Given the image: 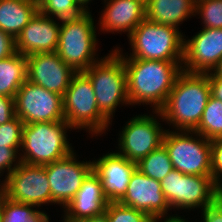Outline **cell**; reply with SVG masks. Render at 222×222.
<instances>
[{
  "mask_svg": "<svg viewBox=\"0 0 222 222\" xmlns=\"http://www.w3.org/2000/svg\"><path fill=\"white\" fill-rule=\"evenodd\" d=\"M127 73L130 104L149 105L159 111L165 104L175 80L183 71V61L122 58Z\"/></svg>",
  "mask_w": 222,
  "mask_h": 222,
  "instance_id": "cell-1",
  "label": "cell"
},
{
  "mask_svg": "<svg viewBox=\"0 0 222 222\" xmlns=\"http://www.w3.org/2000/svg\"><path fill=\"white\" fill-rule=\"evenodd\" d=\"M208 73L182 71L174 87L159 110L165 123L173 131H194L199 125L210 97Z\"/></svg>",
  "mask_w": 222,
  "mask_h": 222,
  "instance_id": "cell-2",
  "label": "cell"
},
{
  "mask_svg": "<svg viewBox=\"0 0 222 222\" xmlns=\"http://www.w3.org/2000/svg\"><path fill=\"white\" fill-rule=\"evenodd\" d=\"M181 32V29L145 18L128 36L132 52L123 53V49L118 46L113 50L121 58L183 61L185 34Z\"/></svg>",
  "mask_w": 222,
  "mask_h": 222,
  "instance_id": "cell-3",
  "label": "cell"
},
{
  "mask_svg": "<svg viewBox=\"0 0 222 222\" xmlns=\"http://www.w3.org/2000/svg\"><path fill=\"white\" fill-rule=\"evenodd\" d=\"M91 11H85L75 18L61 20L56 52L60 59L76 72L87 70L98 62V26Z\"/></svg>",
  "mask_w": 222,
  "mask_h": 222,
  "instance_id": "cell-4",
  "label": "cell"
},
{
  "mask_svg": "<svg viewBox=\"0 0 222 222\" xmlns=\"http://www.w3.org/2000/svg\"><path fill=\"white\" fill-rule=\"evenodd\" d=\"M72 129L65 120L25 124L20 150L21 162L44 166L66 157L74 151L67 135V131Z\"/></svg>",
  "mask_w": 222,
  "mask_h": 222,
  "instance_id": "cell-5",
  "label": "cell"
},
{
  "mask_svg": "<svg viewBox=\"0 0 222 222\" xmlns=\"http://www.w3.org/2000/svg\"><path fill=\"white\" fill-rule=\"evenodd\" d=\"M83 73L92 83L99 111L111 122L117 107L130 106L127 73L122 58L112 49ZM121 105V106H120Z\"/></svg>",
  "mask_w": 222,
  "mask_h": 222,
  "instance_id": "cell-6",
  "label": "cell"
},
{
  "mask_svg": "<svg viewBox=\"0 0 222 222\" xmlns=\"http://www.w3.org/2000/svg\"><path fill=\"white\" fill-rule=\"evenodd\" d=\"M65 121L73 130H85L91 137L105 134L111 122L99 111L91 81L83 72L71 79L63 96Z\"/></svg>",
  "mask_w": 222,
  "mask_h": 222,
  "instance_id": "cell-7",
  "label": "cell"
},
{
  "mask_svg": "<svg viewBox=\"0 0 222 222\" xmlns=\"http://www.w3.org/2000/svg\"><path fill=\"white\" fill-rule=\"evenodd\" d=\"M160 183L171 210L175 211L203 210L222 194L211 176L186 175L175 169Z\"/></svg>",
  "mask_w": 222,
  "mask_h": 222,
  "instance_id": "cell-8",
  "label": "cell"
},
{
  "mask_svg": "<svg viewBox=\"0 0 222 222\" xmlns=\"http://www.w3.org/2000/svg\"><path fill=\"white\" fill-rule=\"evenodd\" d=\"M163 145L175 170L186 175L211 176V140L194 131L167 129Z\"/></svg>",
  "mask_w": 222,
  "mask_h": 222,
  "instance_id": "cell-9",
  "label": "cell"
},
{
  "mask_svg": "<svg viewBox=\"0 0 222 222\" xmlns=\"http://www.w3.org/2000/svg\"><path fill=\"white\" fill-rule=\"evenodd\" d=\"M160 122H164L160 111H152L149 115L141 113L130 118L118 133L116 152L138 163L163 144L167 128L164 129Z\"/></svg>",
  "mask_w": 222,
  "mask_h": 222,
  "instance_id": "cell-10",
  "label": "cell"
},
{
  "mask_svg": "<svg viewBox=\"0 0 222 222\" xmlns=\"http://www.w3.org/2000/svg\"><path fill=\"white\" fill-rule=\"evenodd\" d=\"M119 203L148 214L156 222H188L185 216L169 214L171 208L163 194L161 183L144 175L137 168L131 175L126 193Z\"/></svg>",
  "mask_w": 222,
  "mask_h": 222,
  "instance_id": "cell-11",
  "label": "cell"
},
{
  "mask_svg": "<svg viewBox=\"0 0 222 222\" xmlns=\"http://www.w3.org/2000/svg\"><path fill=\"white\" fill-rule=\"evenodd\" d=\"M1 192L9 199L35 205H51V192L46 169L42 165L21 162L2 180Z\"/></svg>",
  "mask_w": 222,
  "mask_h": 222,
  "instance_id": "cell-12",
  "label": "cell"
},
{
  "mask_svg": "<svg viewBox=\"0 0 222 222\" xmlns=\"http://www.w3.org/2000/svg\"><path fill=\"white\" fill-rule=\"evenodd\" d=\"M15 115L24 124L63 121V96L26 80L15 95Z\"/></svg>",
  "mask_w": 222,
  "mask_h": 222,
  "instance_id": "cell-13",
  "label": "cell"
},
{
  "mask_svg": "<svg viewBox=\"0 0 222 222\" xmlns=\"http://www.w3.org/2000/svg\"><path fill=\"white\" fill-rule=\"evenodd\" d=\"M75 151L62 159L44 165L50 185L51 205L58 204L62 210L93 171L92 161L78 160L79 157Z\"/></svg>",
  "mask_w": 222,
  "mask_h": 222,
  "instance_id": "cell-14",
  "label": "cell"
},
{
  "mask_svg": "<svg viewBox=\"0 0 222 222\" xmlns=\"http://www.w3.org/2000/svg\"><path fill=\"white\" fill-rule=\"evenodd\" d=\"M221 59L222 28L202 27V30L191 38L184 36L183 71L206 74L211 72Z\"/></svg>",
  "mask_w": 222,
  "mask_h": 222,
  "instance_id": "cell-15",
  "label": "cell"
},
{
  "mask_svg": "<svg viewBox=\"0 0 222 222\" xmlns=\"http://www.w3.org/2000/svg\"><path fill=\"white\" fill-rule=\"evenodd\" d=\"M76 73L57 52L27 56V80L61 96H64Z\"/></svg>",
  "mask_w": 222,
  "mask_h": 222,
  "instance_id": "cell-16",
  "label": "cell"
},
{
  "mask_svg": "<svg viewBox=\"0 0 222 222\" xmlns=\"http://www.w3.org/2000/svg\"><path fill=\"white\" fill-rule=\"evenodd\" d=\"M93 172L99 177L109 202H119L125 195L137 164L116 151L103 154L92 161Z\"/></svg>",
  "mask_w": 222,
  "mask_h": 222,
  "instance_id": "cell-17",
  "label": "cell"
},
{
  "mask_svg": "<svg viewBox=\"0 0 222 222\" xmlns=\"http://www.w3.org/2000/svg\"><path fill=\"white\" fill-rule=\"evenodd\" d=\"M60 26L61 20L38 11L15 38L16 51L26 57L35 53L56 52Z\"/></svg>",
  "mask_w": 222,
  "mask_h": 222,
  "instance_id": "cell-18",
  "label": "cell"
},
{
  "mask_svg": "<svg viewBox=\"0 0 222 222\" xmlns=\"http://www.w3.org/2000/svg\"><path fill=\"white\" fill-rule=\"evenodd\" d=\"M99 16V31L126 33L127 37L146 18V6L141 0H103ZM115 32V33H114Z\"/></svg>",
  "mask_w": 222,
  "mask_h": 222,
  "instance_id": "cell-19",
  "label": "cell"
},
{
  "mask_svg": "<svg viewBox=\"0 0 222 222\" xmlns=\"http://www.w3.org/2000/svg\"><path fill=\"white\" fill-rule=\"evenodd\" d=\"M108 204L109 201L104 195L102 183L92 171L63 212L75 218H101Z\"/></svg>",
  "mask_w": 222,
  "mask_h": 222,
  "instance_id": "cell-20",
  "label": "cell"
},
{
  "mask_svg": "<svg viewBox=\"0 0 222 222\" xmlns=\"http://www.w3.org/2000/svg\"><path fill=\"white\" fill-rule=\"evenodd\" d=\"M146 18L152 22L180 29L189 18L195 17V0H148Z\"/></svg>",
  "mask_w": 222,
  "mask_h": 222,
  "instance_id": "cell-21",
  "label": "cell"
},
{
  "mask_svg": "<svg viewBox=\"0 0 222 222\" xmlns=\"http://www.w3.org/2000/svg\"><path fill=\"white\" fill-rule=\"evenodd\" d=\"M37 12V0H0V30L15 39Z\"/></svg>",
  "mask_w": 222,
  "mask_h": 222,
  "instance_id": "cell-22",
  "label": "cell"
},
{
  "mask_svg": "<svg viewBox=\"0 0 222 222\" xmlns=\"http://www.w3.org/2000/svg\"><path fill=\"white\" fill-rule=\"evenodd\" d=\"M27 80V57L17 51L0 59V96L15 98L20 86Z\"/></svg>",
  "mask_w": 222,
  "mask_h": 222,
  "instance_id": "cell-23",
  "label": "cell"
},
{
  "mask_svg": "<svg viewBox=\"0 0 222 222\" xmlns=\"http://www.w3.org/2000/svg\"><path fill=\"white\" fill-rule=\"evenodd\" d=\"M136 164L137 169L144 175L159 182L174 170L168 151L163 144Z\"/></svg>",
  "mask_w": 222,
  "mask_h": 222,
  "instance_id": "cell-24",
  "label": "cell"
},
{
  "mask_svg": "<svg viewBox=\"0 0 222 222\" xmlns=\"http://www.w3.org/2000/svg\"><path fill=\"white\" fill-rule=\"evenodd\" d=\"M194 132L208 140L222 138V101L210 95L201 121Z\"/></svg>",
  "mask_w": 222,
  "mask_h": 222,
  "instance_id": "cell-25",
  "label": "cell"
},
{
  "mask_svg": "<svg viewBox=\"0 0 222 222\" xmlns=\"http://www.w3.org/2000/svg\"><path fill=\"white\" fill-rule=\"evenodd\" d=\"M38 11L59 20L75 18L85 10L76 0H37Z\"/></svg>",
  "mask_w": 222,
  "mask_h": 222,
  "instance_id": "cell-26",
  "label": "cell"
},
{
  "mask_svg": "<svg viewBox=\"0 0 222 222\" xmlns=\"http://www.w3.org/2000/svg\"><path fill=\"white\" fill-rule=\"evenodd\" d=\"M38 210L35 205L13 201L0 193V222H28Z\"/></svg>",
  "mask_w": 222,
  "mask_h": 222,
  "instance_id": "cell-27",
  "label": "cell"
},
{
  "mask_svg": "<svg viewBox=\"0 0 222 222\" xmlns=\"http://www.w3.org/2000/svg\"><path fill=\"white\" fill-rule=\"evenodd\" d=\"M102 219L103 222H156L148 214L119 202H109Z\"/></svg>",
  "mask_w": 222,
  "mask_h": 222,
  "instance_id": "cell-28",
  "label": "cell"
},
{
  "mask_svg": "<svg viewBox=\"0 0 222 222\" xmlns=\"http://www.w3.org/2000/svg\"><path fill=\"white\" fill-rule=\"evenodd\" d=\"M195 15L201 18L203 28H222V0H199Z\"/></svg>",
  "mask_w": 222,
  "mask_h": 222,
  "instance_id": "cell-29",
  "label": "cell"
},
{
  "mask_svg": "<svg viewBox=\"0 0 222 222\" xmlns=\"http://www.w3.org/2000/svg\"><path fill=\"white\" fill-rule=\"evenodd\" d=\"M24 122L15 116L12 120L0 125V145L21 149Z\"/></svg>",
  "mask_w": 222,
  "mask_h": 222,
  "instance_id": "cell-30",
  "label": "cell"
},
{
  "mask_svg": "<svg viewBox=\"0 0 222 222\" xmlns=\"http://www.w3.org/2000/svg\"><path fill=\"white\" fill-rule=\"evenodd\" d=\"M211 178L222 191V138L211 140Z\"/></svg>",
  "mask_w": 222,
  "mask_h": 222,
  "instance_id": "cell-31",
  "label": "cell"
},
{
  "mask_svg": "<svg viewBox=\"0 0 222 222\" xmlns=\"http://www.w3.org/2000/svg\"><path fill=\"white\" fill-rule=\"evenodd\" d=\"M20 150L0 145V178H5L21 163ZM0 182L2 183L1 179Z\"/></svg>",
  "mask_w": 222,
  "mask_h": 222,
  "instance_id": "cell-32",
  "label": "cell"
},
{
  "mask_svg": "<svg viewBox=\"0 0 222 222\" xmlns=\"http://www.w3.org/2000/svg\"><path fill=\"white\" fill-rule=\"evenodd\" d=\"M201 217L203 218V222H222V196L201 210Z\"/></svg>",
  "mask_w": 222,
  "mask_h": 222,
  "instance_id": "cell-33",
  "label": "cell"
},
{
  "mask_svg": "<svg viewBox=\"0 0 222 222\" xmlns=\"http://www.w3.org/2000/svg\"><path fill=\"white\" fill-rule=\"evenodd\" d=\"M15 116L14 98L0 96V125L12 120Z\"/></svg>",
  "mask_w": 222,
  "mask_h": 222,
  "instance_id": "cell-34",
  "label": "cell"
},
{
  "mask_svg": "<svg viewBox=\"0 0 222 222\" xmlns=\"http://www.w3.org/2000/svg\"><path fill=\"white\" fill-rule=\"evenodd\" d=\"M16 52L15 39L0 30V59L7 58Z\"/></svg>",
  "mask_w": 222,
  "mask_h": 222,
  "instance_id": "cell-35",
  "label": "cell"
},
{
  "mask_svg": "<svg viewBox=\"0 0 222 222\" xmlns=\"http://www.w3.org/2000/svg\"><path fill=\"white\" fill-rule=\"evenodd\" d=\"M208 80L211 96L222 101V77L214 76L211 72H209Z\"/></svg>",
  "mask_w": 222,
  "mask_h": 222,
  "instance_id": "cell-36",
  "label": "cell"
},
{
  "mask_svg": "<svg viewBox=\"0 0 222 222\" xmlns=\"http://www.w3.org/2000/svg\"><path fill=\"white\" fill-rule=\"evenodd\" d=\"M64 215L61 216L62 222H103L102 217L101 218H90V219H84V218H75L68 216L65 212Z\"/></svg>",
  "mask_w": 222,
  "mask_h": 222,
  "instance_id": "cell-37",
  "label": "cell"
},
{
  "mask_svg": "<svg viewBox=\"0 0 222 222\" xmlns=\"http://www.w3.org/2000/svg\"><path fill=\"white\" fill-rule=\"evenodd\" d=\"M50 215L46 213L44 210H38L31 218L29 219L28 222H50Z\"/></svg>",
  "mask_w": 222,
  "mask_h": 222,
  "instance_id": "cell-38",
  "label": "cell"
},
{
  "mask_svg": "<svg viewBox=\"0 0 222 222\" xmlns=\"http://www.w3.org/2000/svg\"><path fill=\"white\" fill-rule=\"evenodd\" d=\"M214 76L222 77V59L218 62L215 68L211 71Z\"/></svg>",
  "mask_w": 222,
  "mask_h": 222,
  "instance_id": "cell-39",
  "label": "cell"
},
{
  "mask_svg": "<svg viewBox=\"0 0 222 222\" xmlns=\"http://www.w3.org/2000/svg\"><path fill=\"white\" fill-rule=\"evenodd\" d=\"M85 11H90L88 6L93 0H76Z\"/></svg>",
  "mask_w": 222,
  "mask_h": 222,
  "instance_id": "cell-40",
  "label": "cell"
},
{
  "mask_svg": "<svg viewBox=\"0 0 222 222\" xmlns=\"http://www.w3.org/2000/svg\"><path fill=\"white\" fill-rule=\"evenodd\" d=\"M141 1H142L143 3H145V4L148 2V0H141Z\"/></svg>",
  "mask_w": 222,
  "mask_h": 222,
  "instance_id": "cell-41",
  "label": "cell"
}]
</instances>
